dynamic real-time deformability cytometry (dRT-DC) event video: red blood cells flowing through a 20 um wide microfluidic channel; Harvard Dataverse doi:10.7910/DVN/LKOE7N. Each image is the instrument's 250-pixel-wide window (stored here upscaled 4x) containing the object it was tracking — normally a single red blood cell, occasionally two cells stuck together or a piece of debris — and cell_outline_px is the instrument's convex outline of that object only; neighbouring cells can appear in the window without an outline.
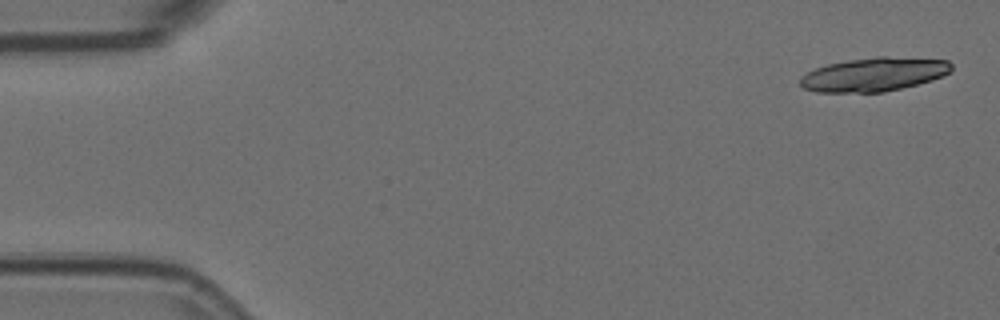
{"species": "Egyptian fruit bat (a non-hibernating species)", "species_latin": "Rousettus aegyptiacus", "temperature_condition": "room temperature", "stored_images_in_passage": 5, "camera_frame_rate_fps": 3000, "um_per_image_px": 0.085, "animal": {"sex": "female"}, "frame": {"image": 1, "passage_image": 1, "time_ms": 0.0, "image_size_px": [1000, 320], "cell_outline_px": [[952, 68], [948, 72], [932, 80], [884, 92], [816, 92], [804, 88], [800, 84], [800, 76], [816, 68], [828, 64], [848, 60], [876, 56], [888, 56], [948, 60], [952, 64]], "centroid_in_image_um": [74.27, 6.32], "position_along_channel_um": 10.7, "area_um2": 29.59}}